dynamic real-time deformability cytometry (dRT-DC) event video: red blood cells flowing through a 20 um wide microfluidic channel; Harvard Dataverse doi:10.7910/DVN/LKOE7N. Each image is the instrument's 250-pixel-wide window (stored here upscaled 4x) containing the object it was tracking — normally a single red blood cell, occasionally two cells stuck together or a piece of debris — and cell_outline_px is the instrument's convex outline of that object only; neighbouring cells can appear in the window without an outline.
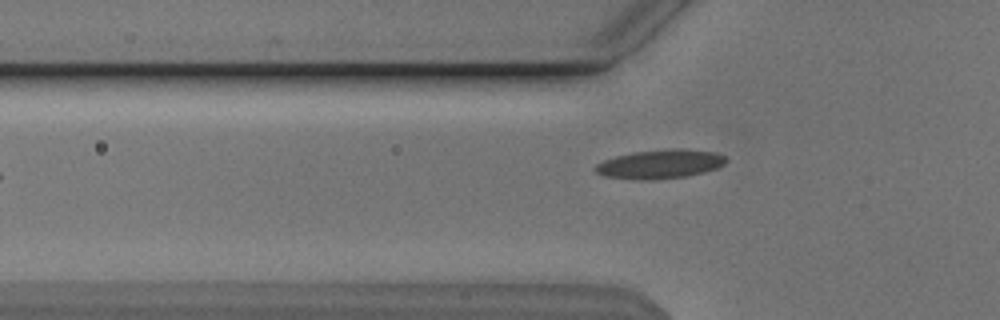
{"species": "Egyptian fruit bat (a non-hibernating species)", "species_latin": "Rousettus aegyptiacus", "temperature_condition": "cold", "stored_images_in_passage": 32, "camera_frame_rate_fps": 3000, "um_per_image_px": 0.085, "animal": {"sex": "male"}, "frame": {"image": 1, "passage_image": 3, "time_ms": 0.667, "image_size_px": [1000, 320], "cell_outline_px": [[724, 164], [716, 168], [704, 172], [688, 176], [652, 180], [640, 180], [604, 176], [596, 172], [592, 168], [596, 164], [604, 160], [616, 156], [632, 152], [668, 148], [680, 148], [716, 152], [724, 156]], "centroid_in_image_um": [56.07, 13.94], "position_along_channel_um": 69.7, "area_um2": 22.2}}
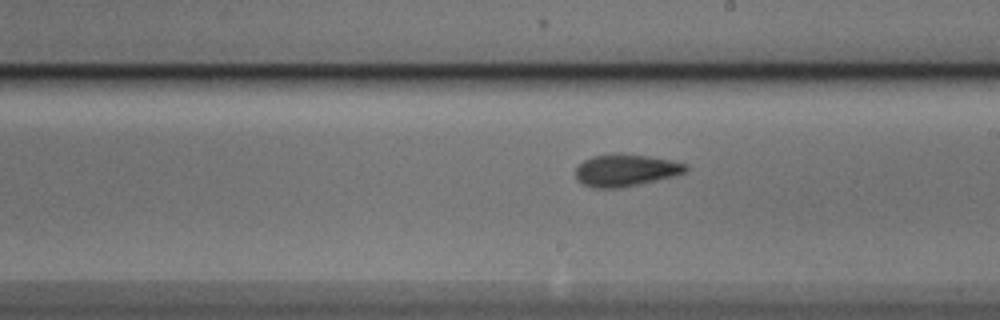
{"frame": {"image": 2, "passage_image": 16, "time_ms": 5.0, "image_size_px": [1000, 320], "cell_outline_px": [[688, 168], [684, 172], [620, 188], [596, 188], [580, 184], [576, 180], [576, 168], [584, 160], [592, 156], [648, 156], [688, 164]], "centroid_in_image_um": [53.11, 14.51], "position_along_channel_um": 235.9, "area_um2": 19.54}}
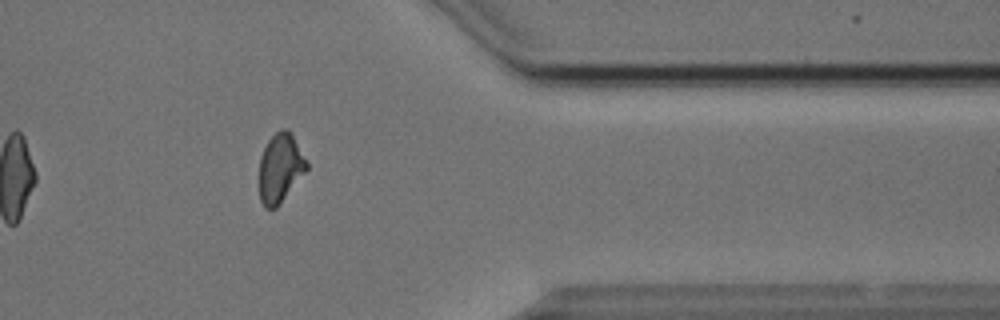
{"frame": {"image": 3, "passage_image": 29, "time_ms": 9.333, "image_size_px": [1000, 320], "cell_outline_px": [[308, 168], [280, 204], [276, 208], [264, 208], [260, 200], [260, 156], [268, 140], [280, 128], [288, 128], [292, 132], [308, 164]], "centroid_in_image_um": [23.82, 14.26], "position_along_channel_um": 387.6, "area_um2": 19.07}, "authors_computed_cell_mechanics": {"area_um2": 19.7387, "velocity_mm_per_s": 3.8441, "shape_relaxation_time_tau1_ms": null, "shape_relaxation_time_tau2_ms": 3.4297, "deformation_change_tau1": null, "deformation_change_tau2": 0.0974}}